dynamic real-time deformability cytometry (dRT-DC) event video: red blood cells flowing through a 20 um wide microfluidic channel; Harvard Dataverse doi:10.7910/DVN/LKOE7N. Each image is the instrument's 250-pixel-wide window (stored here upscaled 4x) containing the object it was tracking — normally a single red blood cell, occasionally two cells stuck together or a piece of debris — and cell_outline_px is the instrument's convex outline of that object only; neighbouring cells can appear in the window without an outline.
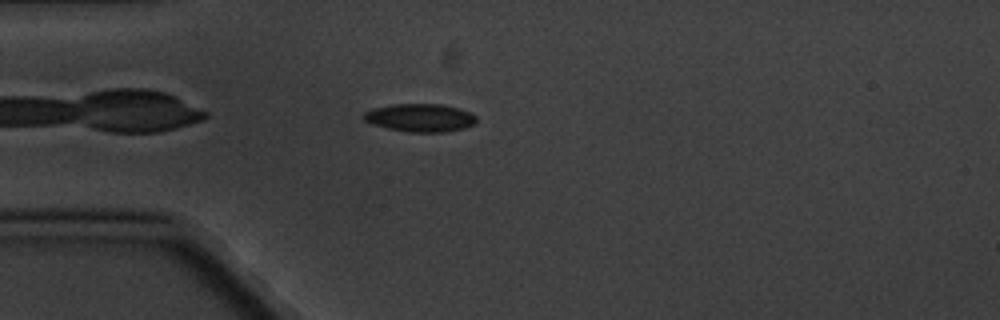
{"species": "common noctule bat (a hibernating species)", "species_latin": "Nyctalus noctula", "temperature_condition": "cold", "stored_images_in_passage": 11, "camera_frame_rate_fps": 3000, "um_per_image_px": 0.085, "animal": {"sex": "male", "body_mass_g": 20.1, "forearm_length_mm": 53.5}, "frame": {"image": 1, "passage_image": 4, "time_ms": 4.667, "image_size_px": [1000, 320], "cell_outline_px": [[476, 120], [472, 124], [464, 128], [444, 132], [408, 132], [388, 128], [372, 124], [364, 120], [360, 116], [364, 112], [372, 108], [392, 104], [440, 104], [472, 112], [476, 116]], "centroid_in_image_um": [35.66, 10.0], "position_along_channel_um": 49.3, "area_um2": 18.44}}
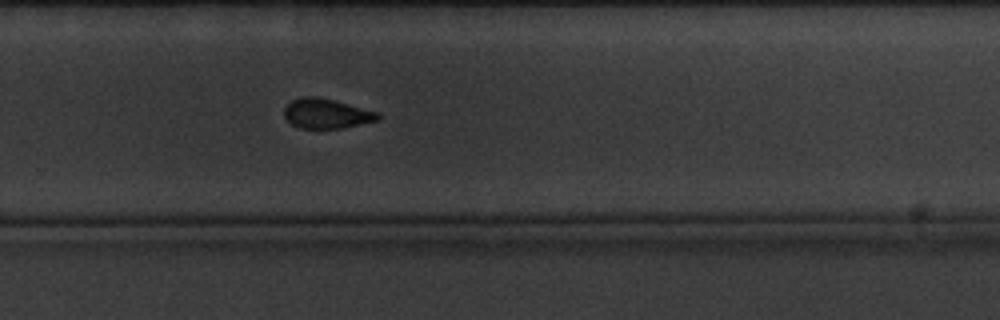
{"frame": {"image": 2, "passage_image": 11, "time_ms": 12.667, "image_size_px": [1000, 320], "cell_outline_px": [[380, 120], [340, 128], [300, 128], [292, 124], [284, 116], [284, 108], [292, 100], [304, 96], [316, 96], [380, 112]], "centroid_in_image_um": [27.76, 9.65], "position_along_channel_um": 302.0, "area_um2": 16.13}}